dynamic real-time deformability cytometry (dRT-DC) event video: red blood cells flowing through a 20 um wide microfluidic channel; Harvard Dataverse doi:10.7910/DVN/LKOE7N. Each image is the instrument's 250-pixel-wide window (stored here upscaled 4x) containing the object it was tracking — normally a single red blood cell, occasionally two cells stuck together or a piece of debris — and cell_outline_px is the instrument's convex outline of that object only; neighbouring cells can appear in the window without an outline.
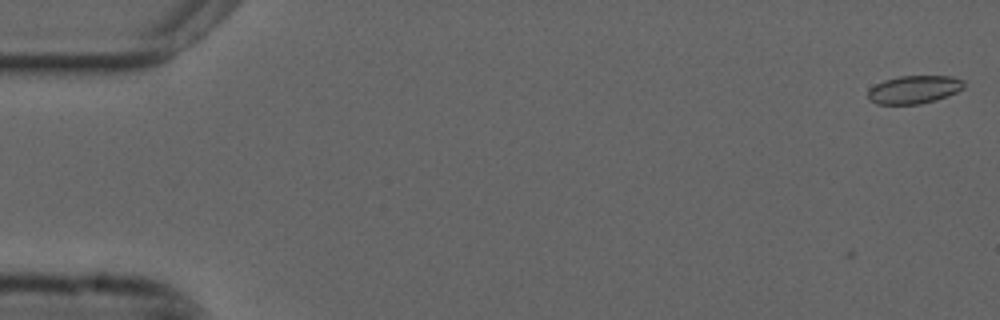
{"species": "common noctule bat (a hibernating species)", "species_latin": "Nyctalus noctula", "temperature_condition": "cold", "stored_images_in_passage": 2, "camera_frame_rate_fps": 3000, "um_per_image_px": 0.085, "animal": {"sex": "male", "forearm_length_mm": 52.5}, "frame": {"image": 1, "passage_image": 2, "time_ms": 0.333, "image_size_px": [1000, 320], "cell_outline_px": [[964, 88], [956, 92], [936, 100], [920, 104], [876, 104], [868, 96], [868, 88], [884, 80], [900, 76], [952, 76], [964, 80]], "centroid_in_image_um": [77.71, 7.61], "position_along_channel_um": 7.3, "area_um2": 15.66}}